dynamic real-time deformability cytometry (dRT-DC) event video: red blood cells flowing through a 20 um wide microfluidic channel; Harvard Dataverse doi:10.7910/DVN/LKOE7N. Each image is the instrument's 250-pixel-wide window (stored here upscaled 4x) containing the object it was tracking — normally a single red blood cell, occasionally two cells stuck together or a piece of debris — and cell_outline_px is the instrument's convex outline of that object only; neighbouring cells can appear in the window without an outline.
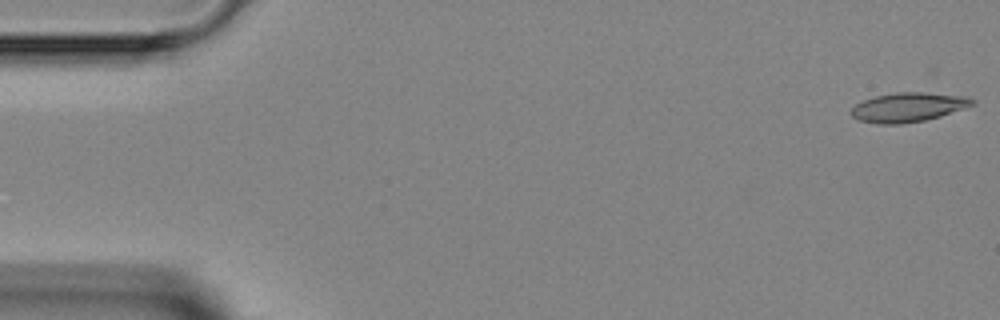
{"species": "Egyptian fruit bat (a non-hibernating species)", "species_latin": "Rousettus aegyptiacus", "temperature_condition": "room temperature", "stored_images_in_passage": 5, "camera_frame_rate_fps": 3000, "um_per_image_px": 0.085, "animal": {"sex": "female"}, "frame": {"image": 1, "passage_image": 1, "time_ms": 0.0, "image_size_px": [1000, 320], "cell_outline_px": [[976, 104], [940, 116], [924, 120], [900, 124], [876, 124], [860, 120], [852, 116], [848, 112], [856, 104], [864, 100], [876, 96], [896, 92], [920, 92], [968, 96], [976, 100]], "centroid_in_image_um": [77.21, 9.11], "position_along_channel_um": 7.8, "area_um2": 20.69}}
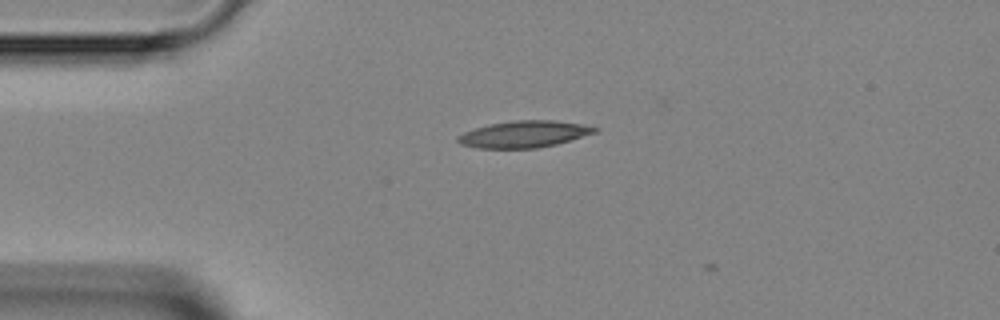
{"frame": {"image": 2, "passage_image": 4, "time_ms": 3.333, "image_size_px": [1000, 320], "cell_outline_px": [[600, 128], [596, 132], [556, 144], [536, 148], [476, 148], [460, 144], [456, 140], [456, 136], [464, 132], [488, 124], [516, 120], [552, 120], [584, 124]], "centroid_in_image_um": [44.52, 11.4], "position_along_channel_um": 40.5, "area_um2": 21.27}}